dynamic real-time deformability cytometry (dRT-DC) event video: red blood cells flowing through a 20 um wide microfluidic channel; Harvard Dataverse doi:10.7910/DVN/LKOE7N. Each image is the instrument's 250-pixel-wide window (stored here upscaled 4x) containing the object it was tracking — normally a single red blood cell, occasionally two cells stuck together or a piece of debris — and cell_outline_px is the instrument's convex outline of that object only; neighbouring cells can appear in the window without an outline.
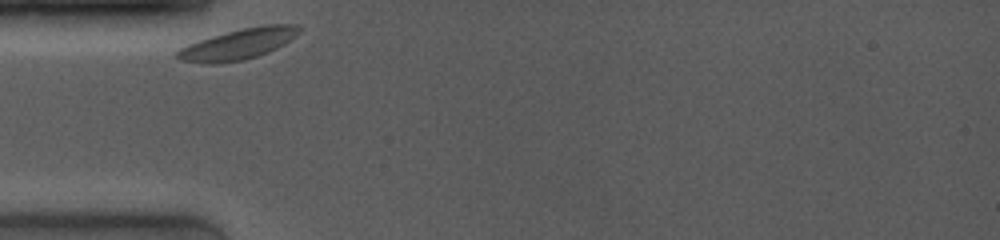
{"species": "common noctule bat (a hibernating species)", "species_latin": "Nyctalus noctula", "temperature_condition": "room temperature", "stored_images_in_passage": 40, "camera_frame_rate_fps": 4000, "um_per_image_px": 0.085, "animal": {"sex": "female", "body_mass_g": 19.0, "forearm_length_mm": 53.3}, "frame": {"image": 1, "passage_image": 1, "time_ms": 0.0, "image_size_px": [1000, 240], "cell_outline_px": [[304, 28], [296, 36], [284, 44], [268, 52], [244, 60], [216, 64], [208, 64], [180, 60], [176, 56], [176, 52], [180, 48], [188, 44], [212, 36], [244, 28], [264, 24], [300, 24]], "centroid_in_image_um": [20.31, 3.74], "position_along_channel_um": 64.7, "area_um2": 21.85}}
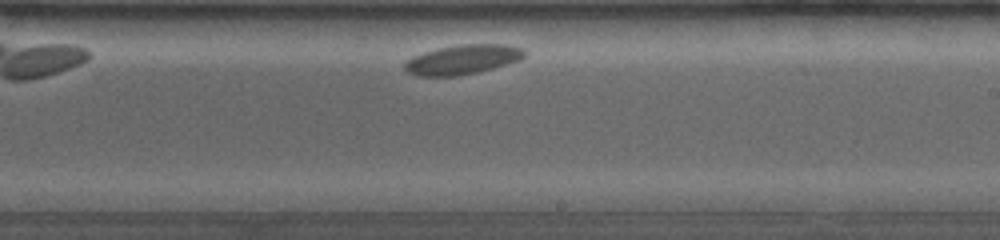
{"frame": {"image": 2, "passage_image": 23, "time_ms": 5.5, "image_size_px": [1000, 240], "cell_outline_px": [[528, 52], [520, 60], [492, 68], [476, 72], [456, 76], [420, 76], [408, 72], [404, 68], [404, 64], [412, 56], [436, 48], [460, 44], [508, 44], [524, 48]], "centroid_in_image_um": [39.35, 5.04], "position_along_channel_um": 249.6, "area_um2": 20.69}}
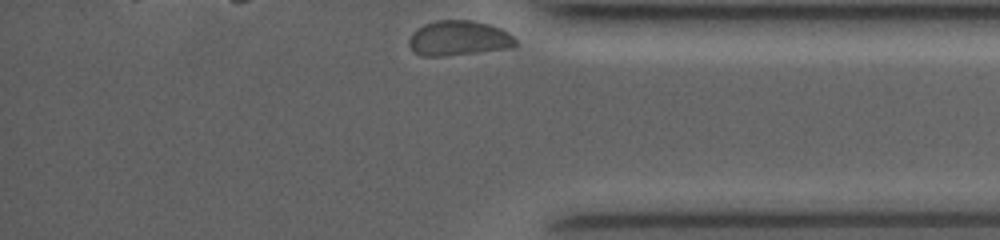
{"frame": {"image": 3, "passage_image": 40, "time_ms": 9.75, "image_size_px": [1000, 240], "cell_outline_px": [[516, 44], [512, 48], [440, 56], [420, 56], [412, 52], [408, 44], [408, 40], [416, 28], [424, 24], [436, 20], [472, 20], [488, 24], [500, 28], [508, 32], [516, 40]], "centroid_in_image_um": [38.95, 3.25], "position_along_channel_um": 396.3, "area_um2": 21.79}}